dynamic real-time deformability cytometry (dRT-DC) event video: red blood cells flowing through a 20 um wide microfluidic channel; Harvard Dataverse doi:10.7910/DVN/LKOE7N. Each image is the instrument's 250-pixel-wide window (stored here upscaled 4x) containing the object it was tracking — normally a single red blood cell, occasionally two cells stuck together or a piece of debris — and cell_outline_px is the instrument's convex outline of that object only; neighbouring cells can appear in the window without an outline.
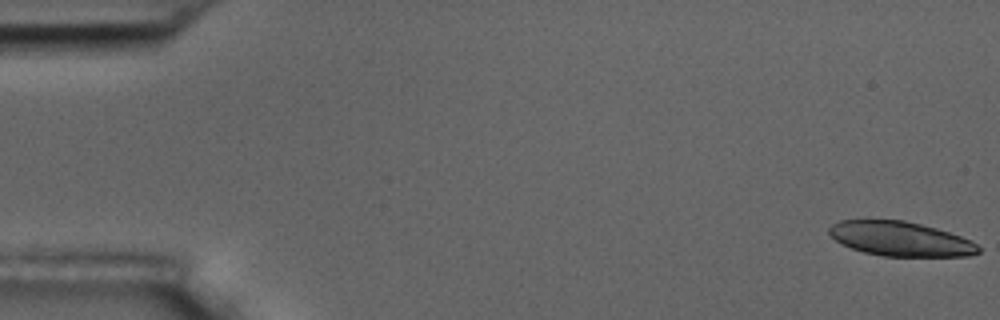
{"species": "common noctule bat (a hibernating species)", "species_latin": "Nyctalus noctula", "temperature_condition": "room temperature", "stored_images_in_passage": 4, "camera_frame_rate_fps": 3000, "um_per_image_px": 0.085, "animal": {"sex": "male", "body_mass_g": 17.5, "forearm_length_mm": 52.3}, "frame": {"image": 1, "passage_image": 1, "time_ms": 0.0, "image_size_px": [1000, 320], "cell_outline_px": [[980, 252], [968, 256], [884, 256], [864, 252], [852, 248], [836, 240], [828, 232], [828, 228], [832, 224], [840, 220], [904, 220], [936, 228], [972, 240], [980, 248]], "centroid_in_image_um": [76.55, 20.3], "position_along_channel_um": 8.4, "area_um2": 29.77}}